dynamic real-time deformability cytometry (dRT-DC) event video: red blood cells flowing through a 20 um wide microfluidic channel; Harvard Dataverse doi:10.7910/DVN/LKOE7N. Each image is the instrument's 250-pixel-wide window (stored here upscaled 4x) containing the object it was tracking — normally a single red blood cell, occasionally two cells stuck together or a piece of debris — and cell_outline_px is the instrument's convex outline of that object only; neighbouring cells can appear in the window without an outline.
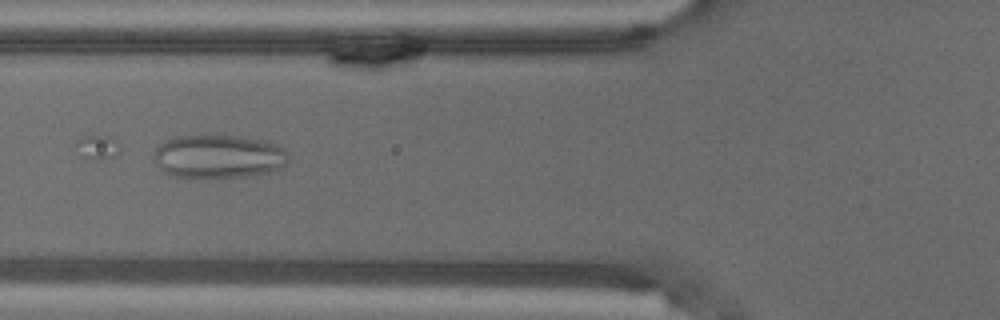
{"species": "common noctule bat (a hibernating species)", "species_latin": "Nyctalus noctula", "temperature_condition": "warm", "stored_images_in_passage": 54, "camera_frame_rate_fps": 3000, "um_per_image_px": 0.085, "animal": {"sex": "male", "body_mass_g": 18.8}, "frame": {"image": 1, "passage_image": 20, "time_ms": 6.333, "image_size_px": [1000, 320], "cell_outline_px": [[288, 164], [272, 172], [244, 176], [176, 176], [164, 172], [156, 164], [152, 156], [156, 148], [160, 144], [168, 140], [180, 136], [240, 136], [260, 140], [276, 144], [288, 156]], "centroid_in_image_um": [18.57, 13.29], "position_along_channel_um": 107.2, "area_um2": 33.41}}
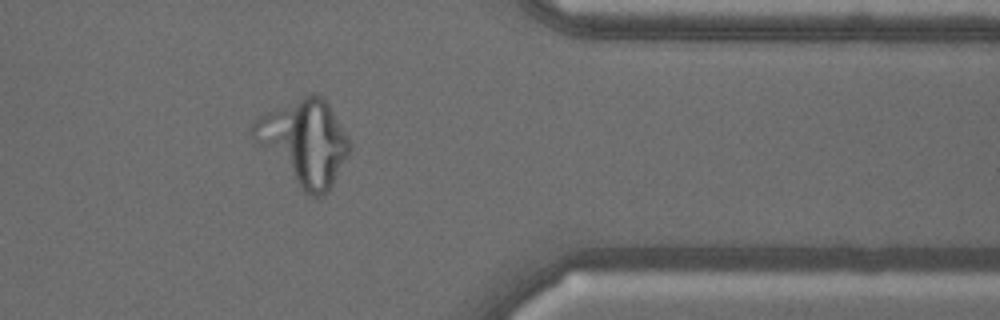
{"frame": {"image": 2, "passage_image": 44, "time_ms": 14.333, "image_size_px": [1000, 320], "cell_outline_px": [[352, 144], [328, 192], [320, 196], [308, 196], [300, 188], [252, 136], [252, 124], [260, 116], [268, 112], [312, 92], [320, 96], [328, 104]], "centroid_in_image_um": [25.9, 12.08], "position_along_channel_um": 385.5, "area_um2": 45.95}}